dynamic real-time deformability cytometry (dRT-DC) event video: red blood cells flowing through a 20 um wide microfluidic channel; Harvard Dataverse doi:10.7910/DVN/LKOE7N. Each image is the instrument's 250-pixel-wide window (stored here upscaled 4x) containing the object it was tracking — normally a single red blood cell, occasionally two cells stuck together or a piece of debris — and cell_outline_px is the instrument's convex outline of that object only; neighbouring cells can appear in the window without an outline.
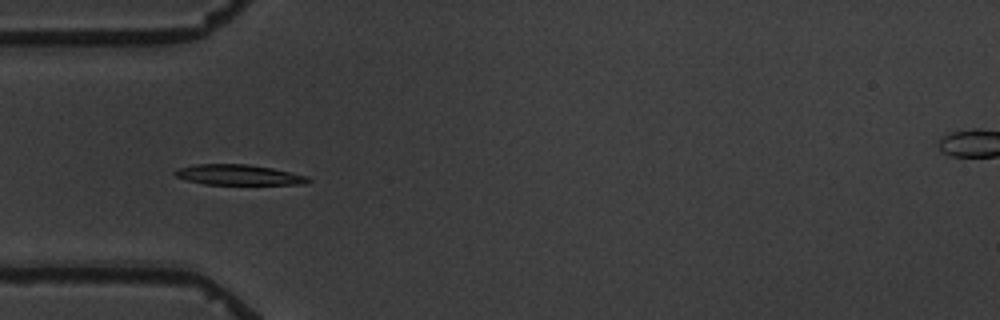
{"species": "common noctule bat (a hibernating species)", "species_latin": "Nyctalus noctula", "temperature_condition": "warm", "stored_images_in_passage": 6, "camera_frame_rate_fps": 3000, "um_per_image_px": 0.085, "animal": {"sex": "male", "body_mass_g": 19.5, "forearm_length_mm": 54.6}, "frame": {"image": 1, "passage_image": 5, "time_ms": 4.667, "image_size_px": [1000, 320], "cell_outline_px": [[312, 180], [300, 184], [204, 184], [184, 180], [176, 176], [172, 172], [176, 168], [192, 164], [248, 164], [272, 168], [308, 176]], "centroid_in_image_um": [20.19, 14.85], "position_along_channel_um": 64.8, "area_um2": 15.9}}
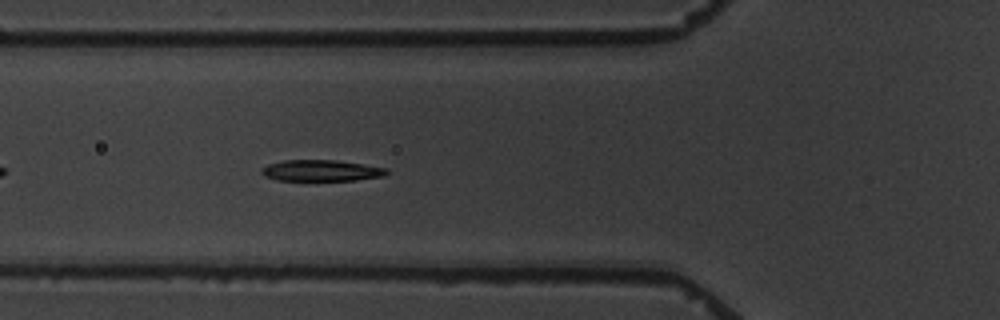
{"frame": {"image": 2, "passage_image": 6, "time_ms": 5.667, "image_size_px": [1000, 320], "cell_outline_px": [[388, 172], [384, 176], [356, 180], [276, 180], [264, 176], [260, 172], [268, 164], [284, 160], [336, 160], [364, 164], [388, 168]], "centroid_in_image_um": [27.33, 14.49], "position_along_channel_um": 98.5, "area_um2": 15.43}}